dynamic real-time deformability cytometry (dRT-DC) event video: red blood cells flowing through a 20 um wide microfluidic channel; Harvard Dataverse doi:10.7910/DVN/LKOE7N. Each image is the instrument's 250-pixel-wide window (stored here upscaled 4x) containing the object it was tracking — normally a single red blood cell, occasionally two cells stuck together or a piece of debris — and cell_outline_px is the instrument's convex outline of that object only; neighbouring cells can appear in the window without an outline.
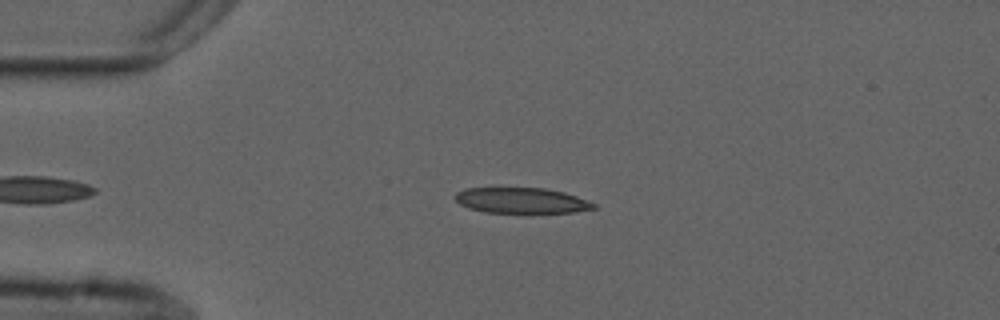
{"species": "common noctule bat (a hibernating species)", "species_latin": "Nyctalus noctula", "temperature_condition": "cold", "stored_images_in_passage": 41, "camera_frame_rate_fps": 3000, "um_per_image_px": 0.085, "animal": {"sex": "male", "forearm_length_mm": 52.5}, "frame": {"image": 1, "passage_image": 4, "time_ms": 1.0, "image_size_px": [1000, 320], "cell_outline_px": [[596, 208], [572, 212], [484, 212], [468, 208], [460, 204], [456, 200], [456, 192], [464, 188], [544, 188], [564, 192], [576, 196], [596, 204]], "centroid_in_image_um": [44.3, 17.03], "position_along_channel_um": 40.7, "area_um2": 20.4}}
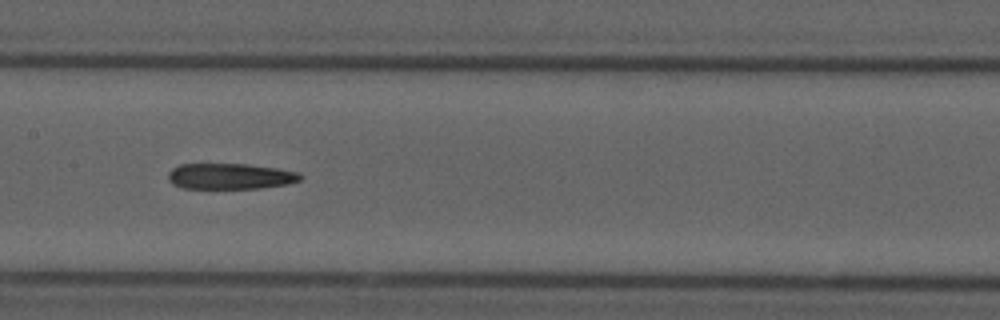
{"frame": {"image": 2, "passage_image": 18, "time_ms": 5.667, "image_size_px": [1000, 320], "cell_outline_px": [[304, 176], [300, 180], [288, 184], [260, 188], [184, 188], [172, 184], [168, 180], [168, 172], [172, 168], [180, 164], [248, 164], [276, 168], [296, 172]], "centroid_in_image_um": [19.55, 14.98], "position_along_channel_um": 187.9, "area_um2": 19.88}}
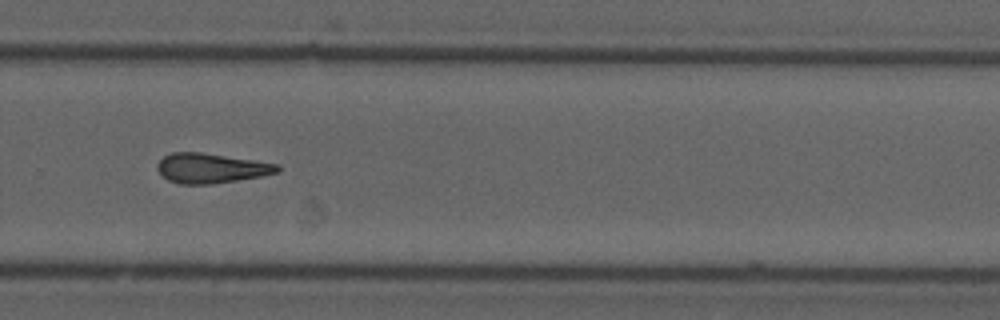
{"frame": {"image": 3, "passage_image": 28, "time_ms": 9.0, "image_size_px": [1000, 320], "cell_outline_px": [[280, 172], [260, 176], [212, 184], [180, 184], [168, 180], [156, 168], [156, 164], [164, 156], [172, 152], [200, 152], [256, 160], [280, 164]], "centroid_in_image_um": [17.96, 14.29], "position_along_channel_um": 311.8, "area_um2": 20.87}, "authors_computed_cell_mechanics": {"area_um2": 20.808, "velocity_mm_per_s": 3.7386, "shape_relaxation_time_tau1_ms": null, "shape_relaxation_time_tau2_ms": 9.435, "deformation_change_tau1": null, "deformation_change_tau2": 0.2427}}